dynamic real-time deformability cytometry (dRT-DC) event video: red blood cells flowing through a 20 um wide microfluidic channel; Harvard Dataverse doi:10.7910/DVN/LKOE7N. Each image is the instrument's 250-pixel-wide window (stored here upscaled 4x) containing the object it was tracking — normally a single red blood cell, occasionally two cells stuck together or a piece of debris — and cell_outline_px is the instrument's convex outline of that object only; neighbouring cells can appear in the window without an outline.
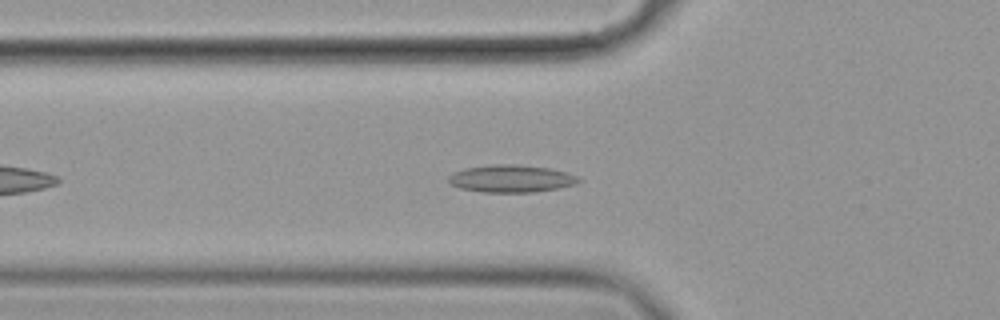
{"species": "common noctule bat (a hibernating species)", "species_latin": "Nyctalus noctula", "temperature_condition": "cold", "stored_images_in_passage": 47, "camera_frame_rate_fps": 3000, "um_per_image_px": 0.085, "animal": {"sex": "female", "body_mass_g": 19.9}, "frame": {"image": 1, "passage_image": 9, "time_ms": 2.667, "image_size_px": [1000, 320], "cell_outline_px": [[580, 180], [576, 184], [560, 188], [532, 192], [480, 192], [460, 188], [452, 184], [448, 180], [448, 176], [452, 172], [464, 168], [496, 164], [516, 164], [548, 168], [564, 172], [576, 176]], "centroid_in_image_um": [43.41, 15.18], "position_along_channel_um": 82.4, "area_um2": 20.69}}
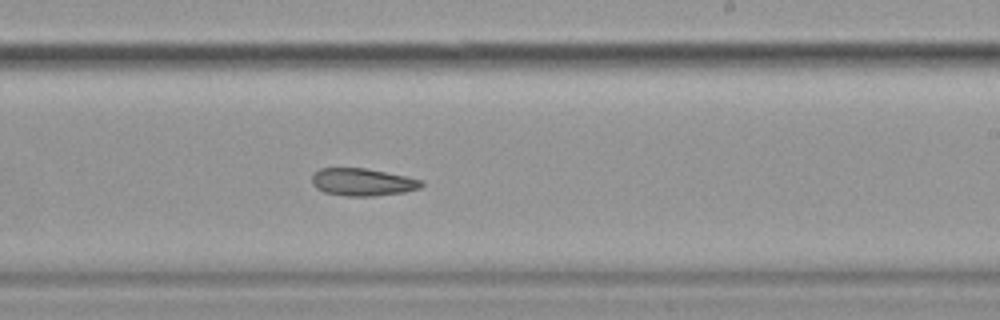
{"frame": {"image": 2, "passage_image": 24, "time_ms": 7.667, "image_size_px": [1000, 320], "cell_outline_px": [[424, 184], [420, 188], [404, 192], [372, 196], [348, 196], [324, 192], [316, 188], [312, 184], [312, 176], [320, 168], [364, 168], [424, 180]], "centroid_in_image_um": [30.82, 15.48], "position_along_channel_um": 258.2, "area_um2": 17.4}}
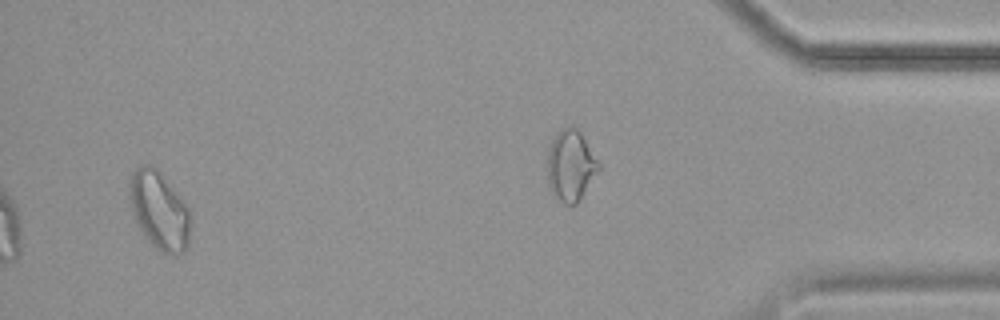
{"frame": {"image": 3, "passage_image": 44, "time_ms": 14.333, "image_size_px": [1000, 320], "cell_outline_px": [[192, 216], [188, 244], [184, 252], [172, 256], [160, 252], [148, 240], [136, 224], [132, 212], [128, 196], [128, 184], [132, 172], [140, 164], [152, 164], [160, 172], [176, 192], [188, 208]], "centroid_in_image_um": [13.52, 17.89], "position_along_channel_um": 421.7, "area_um2": 28.21}}